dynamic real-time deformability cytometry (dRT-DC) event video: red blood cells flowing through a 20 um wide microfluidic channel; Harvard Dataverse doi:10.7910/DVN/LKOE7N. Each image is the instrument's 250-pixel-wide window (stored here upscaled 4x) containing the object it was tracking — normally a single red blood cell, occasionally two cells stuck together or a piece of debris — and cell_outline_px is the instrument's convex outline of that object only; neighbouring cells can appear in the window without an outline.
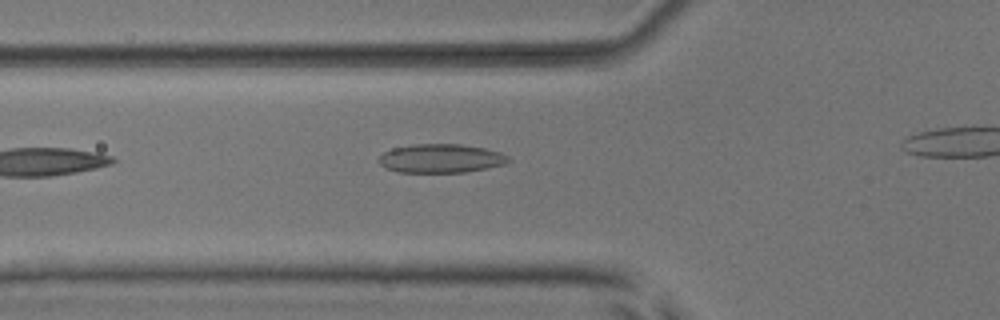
{"species": "common noctule bat (a hibernating species)", "species_latin": "Nyctalus noctula", "temperature_condition": "room temperature", "stored_images_in_passage": 5, "camera_frame_rate_fps": 3000, "um_per_image_px": 0.085, "animal": {"sex": "male", "body_mass_g": 17.9, "forearm_length_mm": 54.2}, "frame": {"image": 1, "passage_image": 4, "time_ms": 3.333, "image_size_px": [1000, 320], "cell_outline_px": [[512, 160], [504, 164], [464, 172], [400, 172], [388, 168], [380, 164], [376, 160], [384, 152], [392, 148], [412, 144], [460, 144], [484, 148], [500, 152], [508, 156]], "centroid_in_image_um": [37.46, 13.45], "position_along_channel_um": 88.3, "area_um2": 21.62}}